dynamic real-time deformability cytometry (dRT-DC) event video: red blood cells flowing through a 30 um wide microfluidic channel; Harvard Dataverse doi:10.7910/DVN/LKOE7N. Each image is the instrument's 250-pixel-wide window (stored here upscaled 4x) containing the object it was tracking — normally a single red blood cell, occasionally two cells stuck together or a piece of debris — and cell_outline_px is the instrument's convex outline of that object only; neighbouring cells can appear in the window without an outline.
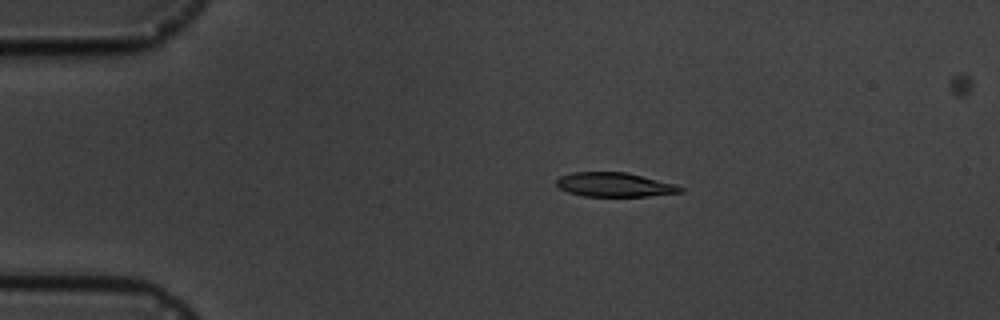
{"species": "common noctule bat (a hibernating species)", "species_latin": "Nyctalus noctula", "temperature_condition": "cold", "stored_images_in_passage": 7, "camera_frame_rate_fps": 3000, "um_per_image_px": 0.085, "animal": {"sex": "male", "body_mass_g": 19.5, "forearm_length_mm": 54.6}, "frame": {"image": 1, "passage_image": 3, "time_ms": 2.333, "image_size_px": [1000, 320], "cell_outline_px": [[684, 192], [648, 196], [584, 196], [568, 192], [560, 188], [556, 184], [556, 180], [560, 176], [572, 172], [628, 172], [676, 184], [684, 188]], "centroid_in_image_um": [52.26, 15.69], "position_along_channel_um": 32.7, "area_um2": 17.57}}
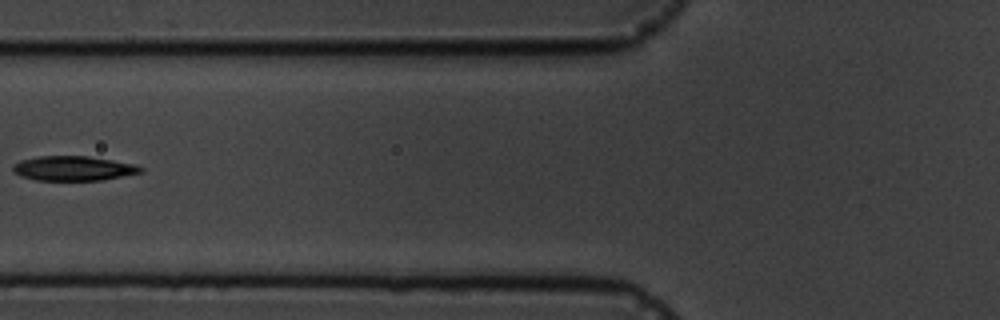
{"frame": {"image": 2, "passage_image": 6, "time_ms": 6.0, "image_size_px": [1000, 320], "cell_outline_px": [[144, 172], [100, 180], [36, 180], [20, 176], [12, 168], [20, 160], [36, 156], [88, 156], [136, 164], [144, 168]], "centroid_in_image_um": [6.27, 14.3], "position_along_channel_um": 119.5, "area_um2": 18.26}}
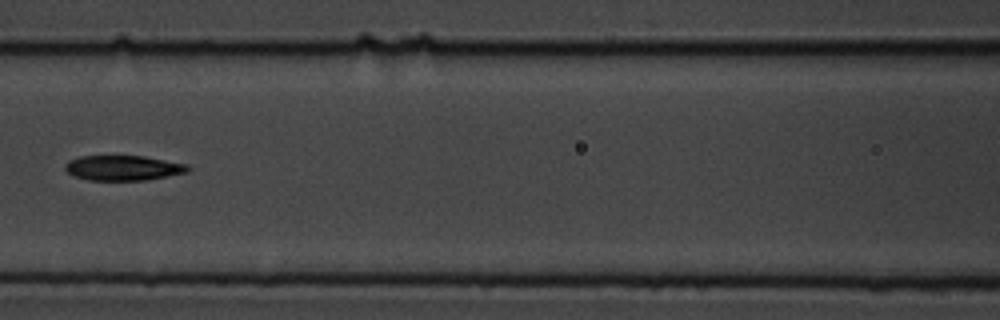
{"frame": {"image": 3, "passage_image": 7, "time_ms": 7.0, "image_size_px": [1000, 320], "cell_outline_px": [[192, 168], [188, 172], [144, 180], [88, 180], [72, 176], [64, 168], [64, 164], [68, 160], [80, 156], [144, 156], [188, 164]], "centroid_in_image_um": [10.45, 14.27], "position_along_channel_um": 156.1, "area_um2": 18.03}}